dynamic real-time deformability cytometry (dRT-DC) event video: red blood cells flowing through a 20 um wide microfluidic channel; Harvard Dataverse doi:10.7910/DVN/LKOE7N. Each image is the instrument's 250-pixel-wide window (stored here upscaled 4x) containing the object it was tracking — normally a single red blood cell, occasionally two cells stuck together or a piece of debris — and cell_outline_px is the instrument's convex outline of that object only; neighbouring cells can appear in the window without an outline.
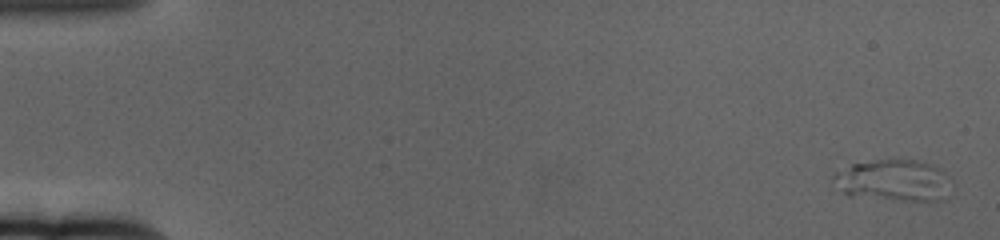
{"species": "human", "species_latin": "Homo sapiens", "temperature_condition": "cold", "stored_images_in_passage": 22, "camera_frame_rate_fps": 3000, "um_per_image_px": 0.085, "donor": {"sex": "female"}, "frame": {"image": 1, "passage_image": 1, "time_ms": 0.0, "image_size_px": [1000, 240], "cell_outline_px": [[948, 176], [944, 200], [896, 200], [848, 196], [832, 180], [832, 176], [836, 172], [852, 164], [876, 160], [916, 160], [944, 168]], "centroid_in_image_um": [75.92, 15.33], "position_along_channel_um": 9.1, "area_um2": 28.26}}
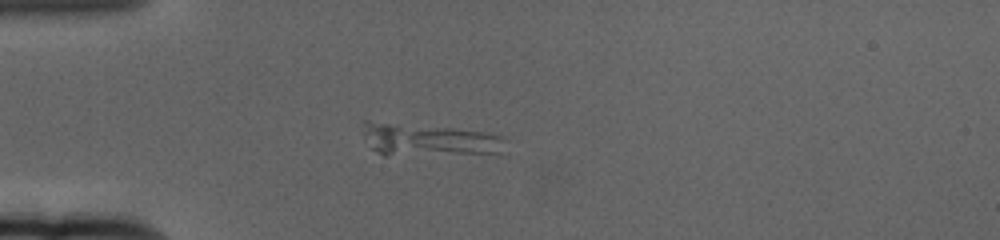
{"frame": {"image": 2, "passage_image": 16, "time_ms": 5.0, "image_size_px": [1000, 240], "cell_outline_px": [[508, 140], [500, 152], [496, 156], [384, 156], [376, 152], [372, 148], [364, 136], [360, 120], [368, 120], [452, 128], [480, 132], [500, 136]], "centroid_in_image_um": [36.46, 11.94], "position_along_channel_um": 48.5, "area_um2": 28.44}}